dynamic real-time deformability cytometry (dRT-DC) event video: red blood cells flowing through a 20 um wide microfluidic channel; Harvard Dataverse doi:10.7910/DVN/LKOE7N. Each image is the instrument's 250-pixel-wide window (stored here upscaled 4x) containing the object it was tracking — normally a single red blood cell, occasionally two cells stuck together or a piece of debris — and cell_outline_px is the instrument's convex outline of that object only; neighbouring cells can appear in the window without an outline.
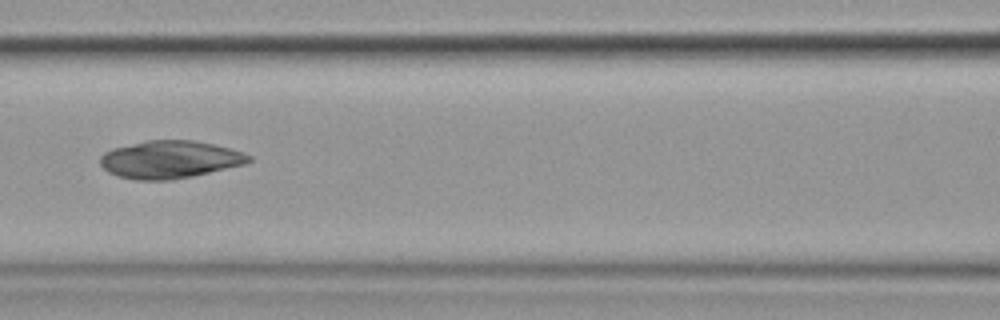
{"species": "common noctule bat (a hibernating species)", "species_latin": "Nyctalus noctula", "temperature_condition": "cold", "stored_images_in_passage": 15, "camera_frame_rate_fps": 3000, "um_per_image_px": 0.085, "animal": {"sex": "female", "body_mass_g": 19.9}, "frame": {"image": 1, "passage_image": 7, "time_ms": 8.0, "image_size_px": [1000, 320], "cell_outline_px": [[252, 160], [244, 164], [192, 176], [168, 180], [136, 180], [120, 176], [108, 172], [100, 164], [100, 156], [104, 152], [112, 148], [148, 140], [192, 140], [212, 144], [244, 152], [252, 156]], "centroid_in_image_um": [14.42, 13.55], "position_along_channel_um": 152.2, "area_um2": 32.37}}
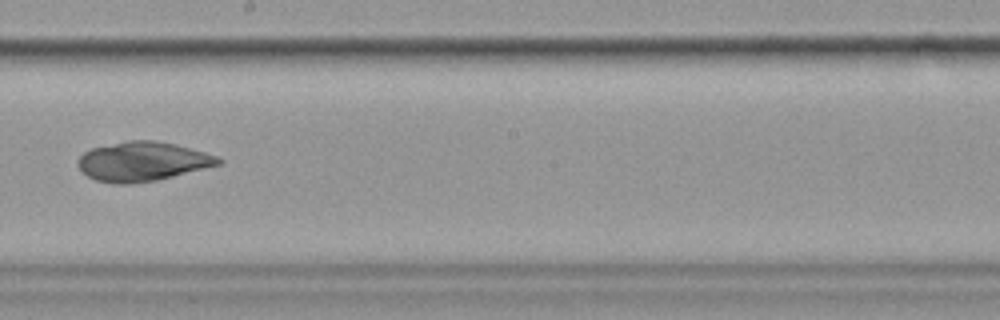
{"frame": {"image": 2, "passage_image": 9, "time_ms": 10.333, "image_size_px": [1000, 320], "cell_outline_px": [[224, 160], [220, 164], [156, 180], [132, 184], [116, 184], [96, 180], [88, 176], [80, 168], [80, 156], [84, 152], [92, 148], [128, 140], [156, 140], [176, 144], [204, 152], [216, 156]], "centroid_in_image_um": [12.13, 13.72], "position_along_channel_um": 236.1, "area_um2": 31.73}}